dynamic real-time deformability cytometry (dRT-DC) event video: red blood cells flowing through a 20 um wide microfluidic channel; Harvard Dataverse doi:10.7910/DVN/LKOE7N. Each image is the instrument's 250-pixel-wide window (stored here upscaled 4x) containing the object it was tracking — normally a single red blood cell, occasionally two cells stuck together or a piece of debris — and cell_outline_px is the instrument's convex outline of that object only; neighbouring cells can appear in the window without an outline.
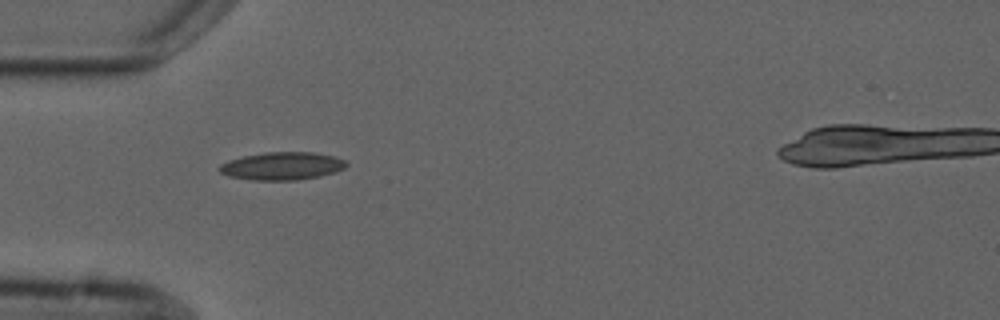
{"species": "common noctule bat (a hibernating species)", "species_latin": "Nyctalus noctula", "temperature_condition": "cold", "stored_images_in_passage": 8, "camera_frame_rate_fps": 3000, "um_per_image_px": 0.085, "animal": {"sex": "male", "forearm_length_mm": 52.5}, "frame": {"image": 1, "passage_image": 7, "time_ms": 8.0, "image_size_px": [1000, 320], "cell_outline_px": [[348, 164], [344, 168], [336, 172], [320, 176], [296, 180], [252, 180], [228, 176], [220, 172], [216, 168], [220, 164], [228, 160], [244, 156], [264, 152], [312, 152], [332, 156], [344, 160]], "centroid_in_image_um": [23.94, 14.11], "position_along_channel_um": 61.1, "area_um2": 20.63}}
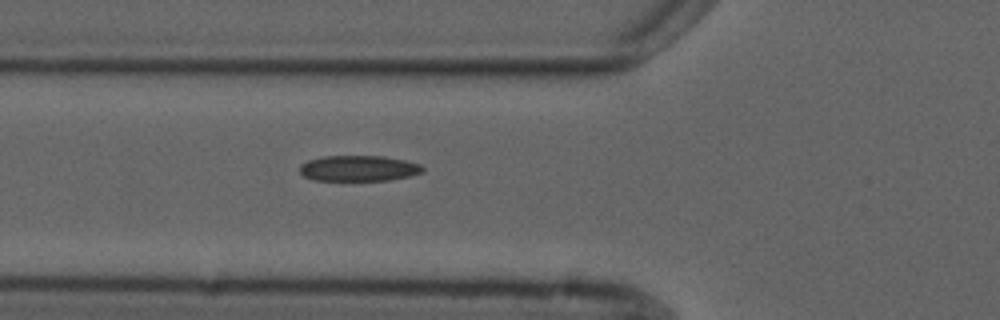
{"frame": {"image": 2, "passage_image": 8, "time_ms": 9.0, "image_size_px": [1000, 320], "cell_outline_px": [[424, 172], [408, 176], [388, 180], [312, 180], [304, 176], [300, 172], [300, 164], [308, 160], [324, 156], [384, 156], [404, 160], [420, 164], [424, 168]], "centroid_in_image_um": [30.47, 14.3], "position_along_channel_um": 95.3, "area_um2": 18.38}}